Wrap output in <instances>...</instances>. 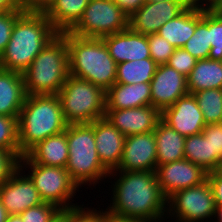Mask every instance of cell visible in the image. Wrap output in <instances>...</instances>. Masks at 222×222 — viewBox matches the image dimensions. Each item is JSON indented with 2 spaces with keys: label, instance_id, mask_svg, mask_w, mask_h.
<instances>
[{
  "label": "cell",
  "instance_id": "obj_50",
  "mask_svg": "<svg viewBox=\"0 0 222 222\" xmlns=\"http://www.w3.org/2000/svg\"><path fill=\"white\" fill-rule=\"evenodd\" d=\"M146 2H160V1H170V0H145Z\"/></svg>",
  "mask_w": 222,
  "mask_h": 222
},
{
  "label": "cell",
  "instance_id": "obj_18",
  "mask_svg": "<svg viewBox=\"0 0 222 222\" xmlns=\"http://www.w3.org/2000/svg\"><path fill=\"white\" fill-rule=\"evenodd\" d=\"M22 170L19 168L0 186V200L9 215L20 214L28 208L43 203L29 176H19Z\"/></svg>",
  "mask_w": 222,
  "mask_h": 222
},
{
  "label": "cell",
  "instance_id": "obj_25",
  "mask_svg": "<svg viewBox=\"0 0 222 222\" xmlns=\"http://www.w3.org/2000/svg\"><path fill=\"white\" fill-rule=\"evenodd\" d=\"M90 0H52L43 10L58 33L70 31L81 19Z\"/></svg>",
  "mask_w": 222,
  "mask_h": 222
},
{
  "label": "cell",
  "instance_id": "obj_38",
  "mask_svg": "<svg viewBox=\"0 0 222 222\" xmlns=\"http://www.w3.org/2000/svg\"><path fill=\"white\" fill-rule=\"evenodd\" d=\"M24 11L0 13V55L4 52L11 37V31L16 19Z\"/></svg>",
  "mask_w": 222,
  "mask_h": 222
},
{
  "label": "cell",
  "instance_id": "obj_37",
  "mask_svg": "<svg viewBox=\"0 0 222 222\" xmlns=\"http://www.w3.org/2000/svg\"><path fill=\"white\" fill-rule=\"evenodd\" d=\"M196 62L197 59H195L184 48H175L174 53L167 62V65L187 77L195 67Z\"/></svg>",
  "mask_w": 222,
  "mask_h": 222
},
{
  "label": "cell",
  "instance_id": "obj_39",
  "mask_svg": "<svg viewBox=\"0 0 222 222\" xmlns=\"http://www.w3.org/2000/svg\"><path fill=\"white\" fill-rule=\"evenodd\" d=\"M207 180L212 188L215 204L222 205V178L212 171L207 174Z\"/></svg>",
  "mask_w": 222,
  "mask_h": 222
},
{
  "label": "cell",
  "instance_id": "obj_8",
  "mask_svg": "<svg viewBox=\"0 0 222 222\" xmlns=\"http://www.w3.org/2000/svg\"><path fill=\"white\" fill-rule=\"evenodd\" d=\"M23 164L26 167L29 165L30 169H32L28 176L43 202L54 204L62 211L78 207L75 204L70 205L71 203H68L79 187L72 180L66 168L37 164L27 155L21 157L20 168L24 167Z\"/></svg>",
  "mask_w": 222,
  "mask_h": 222
},
{
  "label": "cell",
  "instance_id": "obj_3",
  "mask_svg": "<svg viewBox=\"0 0 222 222\" xmlns=\"http://www.w3.org/2000/svg\"><path fill=\"white\" fill-rule=\"evenodd\" d=\"M20 158L39 142L66 130L58 94L27 95L17 119Z\"/></svg>",
  "mask_w": 222,
  "mask_h": 222
},
{
  "label": "cell",
  "instance_id": "obj_30",
  "mask_svg": "<svg viewBox=\"0 0 222 222\" xmlns=\"http://www.w3.org/2000/svg\"><path fill=\"white\" fill-rule=\"evenodd\" d=\"M193 95L206 124L222 123V89H205Z\"/></svg>",
  "mask_w": 222,
  "mask_h": 222
},
{
  "label": "cell",
  "instance_id": "obj_11",
  "mask_svg": "<svg viewBox=\"0 0 222 222\" xmlns=\"http://www.w3.org/2000/svg\"><path fill=\"white\" fill-rule=\"evenodd\" d=\"M222 123L206 124L202 133L186 137L184 159L212 172L221 160Z\"/></svg>",
  "mask_w": 222,
  "mask_h": 222
},
{
  "label": "cell",
  "instance_id": "obj_20",
  "mask_svg": "<svg viewBox=\"0 0 222 222\" xmlns=\"http://www.w3.org/2000/svg\"><path fill=\"white\" fill-rule=\"evenodd\" d=\"M94 137L100 162L109 172L115 170L122 158L125 136L102 117L94 121Z\"/></svg>",
  "mask_w": 222,
  "mask_h": 222
},
{
  "label": "cell",
  "instance_id": "obj_36",
  "mask_svg": "<svg viewBox=\"0 0 222 222\" xmlns=\"http://www.w3.org/2000/svg\"><path fill=\"white\" fill-rule=\"evenodd\" d=\"M20 159L15 152L0 148V186L20 168Z\"/></svg>",
  "mask_w": 222,
  "mask_h": 222
},
{
  "label": "cell",
  "instance_id": "obj_42",
  "mask_svg": "<svg viewBox=\"0 0 222 222\" xmlns=\"http://www.w3.org/2000/svg\"><path fill=\"white\" fill-rule=\"evenodd\" d=\"M52 0H23L26 10L43 11Z\"/></svg>",
  "mask_w": 222,
  "mask_h": 222
},
{
  "label": "cell",
  "instance_id": "obj_34",
  "mask_svg": "<svg viewBox=\"0 0 222 222\" xmlns=\"http://www.w3.org/2000/svg\"><path fill=\"white\" fill-rule=\"evenodd\" d=\"M87 210L83 207H75L63 211V222H112V216L107 212Z\"/></svg>",
  "mask_w": 222,
  "mask_h": 222
},
{
  "label": "cell",
  "instance_id": "obj_16",
  "mask_svg": "<svg viewBox=\"0 0 222 222\" xmlns=\"http://www.w3.org/2000/svg\"><path fill=\"white\" fill-rule=\"evenodd\" d=\"M161 119L184 137L202 133L206 125L195 96L189 93L165 108Z\"/></svg>",
  "mask_w": 222,
  "mask_h": 222
},
{
  "label": "cell",
  "instance_id": "obj_27",
  "mask_svg": "<svg viewBox=\"0 0 222 222\" xmlns=\"http://www.w3.org/2000/svg\"><path fill=\"white\" fill-rule=\"evenodd\" d=\"M188 93L205 89H222V61L200 59L187 76Z\"/></svg>",
  "mask_w": 222,
  "mask_h": 222
},
{
  "label": "cell",
  "instance_id": "obj_46",
  "mask_svg": "<svg viewBox=\"0 0 222 222\" xmlns=\"http://www.w3.org/2000/svg\"><path fill=\"white\" fill-rule=\"evenodd\" d=\"M6 222H23L19 214L9 215Z\"/></svg>",
  "mask_w": 222,
  "mask_h": 222
},
{
  "label": "cell",
  "instance_id": "obj_1",
  "mask_svg": "<svg viewBox=\"0 0 222 222\" xmlns=\"http://www.w3.org/2000/svg\"><path fill=\"white\" fill-rule=\"evenodd\" d=\"M114 182L112 217L160 220L167 208L155 171H119Z\"/></svg>",
  "mask_w": 222,
  "mask_h": 222
},
{
  "label": "cell",
  "instance_id": "obj_35",
  "mask_svg": "<svg viewBox=\"0 0 222 222\" xmlns=\"http://www.w3.org/2000/svg\"><path fill=\"white\" fill-rule=\"evenodd\" d=\"M147 37L151 58L158 65L167 64L174 53L175 47L157 33L149 34Z\"/></svg>",
  "mask_w": 222,
  "mask_h": 222
},
{
  "label": "cell",
  "instance_id": "obj_13",
  "mask_svg": "<svg viewBox=\"0 0 222 222\" xmlns=\"http://www.w3.org/2000/svg\"><path fill=\"white\" fill-rule=\"evenodd\" d=\"M157 147L154 131L125 137L122 158L116 171H156ZM115 171V172H114Z\"/></svg>",
  "mask_w": 222,
  "mask_h": 222
},
{
  "label": "cell",
  "instance_id": "obj_23",
  "mask_svg": "<svg viewBox=\"0 0 222 222\" xmlns=\"http://www.w3.org/2000/svg\"><path fill=\"white\" fill-rule=\"evenodd\" d=\"M197 25V0H193L179 15L160 27L157 34L175 48H183L195 33Z\"/></svg>",
  "mask_w": 222,
  "mask_h": 222
},
{
  "label": "cell",
  "instance_id": "obj_12",
  "mask_svg": "<svg viewBox=\"0 0 222 222\" xmlns=\"http://www.w3.org/2000/svg\"><path fill=\"white\" fill-rule=\"evenodd\" d=\"M193 0L145 2L128 19V27L143 35L155 34L161 26L179 15Z\"/></svg>",
  "mask_w": 222,
  "mask_h": 222
},
{
  "label": "cell",
  "instance_id": "obj_40",
  "mask_svg": "<svg viewBox=\"0 0 222 222\" xmlns=\"http://www.w3.org/2000/svg\"><path fill=\"white\" fill-rule=\"evenodd\" d=\"M114 3L130 17L136 12L146 1L145 0H113Z\"/></svg>",
  "mask_w": 222,
  "mask_h": 222
},
{
  "label": "cell",
  "instance_id": "obj_7",
  "mask_svg": "<svg viewBox=\"0 0 222 222\" xmlns=\"http://www.w3.org/2000/svg\"><path fill=\"white\" fill-rule=\"evenodd\" d=\"M68 124L92 123L106 113V92L95 84L69 74L58 93Z\"/></svg>",
  "mask_w": 222,
  "mask_h": 222
},
{
  "label": "cell",
  "instance_id": "obj_19",
  "mask_svg": "<svg viewBox=\"0 0 222 222\" xmlns=\"http://www.w3.org/2000/svg\"><path fill=\"white\" fill-rule=\"evenodd\" d=\"M102 39L116 64L151 58L147 35L137 33L129 27Z\"/></svg>",
  "mask_w": 222,
  "mask_h": 222
},
{
  "label": "cell",
  "instance_id": "obj_48",
  "mask_svg": "<svg viewBox=\"0 0 222 222\" xmlns=\"http://www.w3.org/2000/svg\"><path fill=\"white\" fill-rule=\"evenodd\" d=\"M217 214L218 216V222H222V205H216V209H215V215Z\"/></svg>",
  "mask_w": 222,
  "mask_h": 222
},
{
  "label": "cell",
  "instance_id": "obj_33",
  "mask_svg": "<svg viewBox=\"0 0 222 222\" xmlns=\"http://www.w3.org/2000/svg\"><path fill=\"white\" fill-rule=\"evenodd\" d=\"M61 213L62 210L56 205L43 202L28 208L19 215L23 222H53Z\"/></svg>",
  "mask_w": 222,
  "mask_h": 222
},
{
  "label": "cell",
  "instance_id": "obj_44",
  "mask_svg": "<svg viewBox=\"0 0 222 222\" xmlns=\"http://www.w3.org/2000/svg\"><path fill=\"white\" fill-rule=\"evenodd\" d=\"M157 222V220L150 219H137V218H121V217H112V222Z\"/></svg>",
  "mask_w": 222,
  "mask_h": 222
},
{
  "label": "cell",
  "instance_id": "obj_10",
  "mask_svg": "<svg viewBox=\"0 0 222 222\" xmlns=\"http://www.w3.org/2000/svg\"><path fill=\"white\" fill-rule=\"evenodd\" d=\"M169 214H176L180 222H202L215 215L216 204L208 180L202 184L175 192L167 199ZM176 212V213H175Z\"/></svg>",
  "mask_w": 222,
  "mask_h": 222
},
{
  "label": "cell",
  "instance_id": "obj_9",
  "mask_svg": "<svg viewBox=\"0 0 222 222\" xmlns=\"http://www.w3.org/2000/svg\"><path fill=\"white\" fill-rule=\"evenodd\" d=\"M129 17L113 0H90L81 19L69 31L85 38H102L128 28Z\"/></svg>",
  "mask_w": 222,
  "mask_h": 222
},
{
  "label": "cell",
  "instance_id": "obj_28",
  "mask_svg": "<svg viewBox=\"0 0 222 222\" xmlns=\"http://www.w3.org/2000/svg\"><path fill=\"white\" fill-rule=\"evenodd\" d=\"M205 4L206 3L199 4L197 0L196 30L183 47L197 60L207 59L211 48L209 37V7L208 4Z\"/></svg>",
  "mask_w": 222,
  "mask_h": 222
},
{
  "label": "cell",
  "instance_id": "obj_26",
  "mask_svg": "<svg viewBox=\"0 0 222 222\" xmlns=\"http://www.w3.org/2000/svg\"><path fill=\"white\" fill-rule=\"evenodd\" d=\"M157 147V166L184 159L186 137L179 134L162 119L154 130Z\"/></svg>",
  "mask_w": 222,
  "mask_h": 222
},
{
  "label": "cell",
  "instance_id": "obj_43",
  "mask_svg": "<svg viewBox=\"0 0 222 222\" xmlns=\"http://www.w3.org/2000/svg\"><path fill=\"white\" fill-rule=\"evenodd\" d=\"M204 2H209L208 7L211 8L215 13L222 16V0H204Z\"/></svg>",
  "mask_w": 222,
  "mask_h": 222
},
{
  "label": "cell",
  "instance_id": "obj_5",
  "mask_svg": "<svg viewBox=\"0 0 222 222\" xmlns=\"http://www.w3.org/2000/svg\"><path fill=\"white\" fill-rule=\"evenodd\" d=\"M22 74L27 95L58 94L69 76L66 32L50 40Z\"/></svg>",
  "mask_w": 222,
  "mask_h": 222
},
{
  "label": "cell",
  "instance_id": "obj_2",
  "mask_svg": "<svg viewBox=\"0 0 222 222\" xmlns=\"http://www.w3.org/2000/svg\"><path fill=\"white\" fill-rule=\"evenodd\" d=\"M57 34L43 11L25 10L16 19L0 55V68L23 73Z\"/></svg>",
  "mask_w": 222,
  "mask_h": 222
},
{
  "label": "cell",
  "instance_id": "obj_14",
  "mask_svg": "<svg viewBox=\"0 0 222 222\" xmlns=\"http://www.w3.org/2000/svg\"><path fill=\"white\" fill-rule=\"evenodd\" d=\"M155 172L166 199L179 190L202 184L208 174L201 166L186 159L159 165Z\"/></svg>",
  "mask_w": 222,
  "mask_h": 222
},
{
  "label": "cell",
  "instance_id": "obj_41",
  "mask_svg": "<svg viewBox=\"0 0 222 222\" xmlns=\"http://www.w3.org/2000/svg\"><path fill=\"white\" fill-rule=\"evenodd\" d=\"M25 10L23 0H0V13Z\"/></svg>",
  "mask_w": 222,
  "mask_h": 222
},
{
  "label": "cell",
  "instance_id": "obj_29",
  "mask_svg": "<svg viewBox=\"0 0 222 222\" xmlns=\"http://www.w3.org/2000/svg\"><path fill=\"white\" fill-rule=\"evenodd\" d=\"M157 67L158 64L152 58L119 63L116 69V83H150Z\"/></svg>",
  "mask_w": 222,
  "mask_h": 222
},
{
  "label": "cell",
  "instance_id": "obj_4",
  "mask_svg": "<svg viewBox=\"0 0 222 222\" xmlns=\"http://www.w3.org/2000/svg\"><path fill=\"white\" fill-rule=\"evenodd\" d=\"M69 74L87 80L105 92L116 83L117 64L102 38H85L66 32Z\"/></svg>",
  "mask_w": 222,
  "mask_h": 222
},
{
  "label": "cell",
  "instance_id": "obj_32",
  "mask_svg": "<svg viewBox=\"0 0 222 222\" xmlns=\"http://www.w3.org/2000/svg\"><path fill=\"white\" fill-rule=\"evenodd\" d=\"M209 37L211 48L208 58L222 61V16L209 8Z\"/></svg>",
  "mask_w": 222,
  "mask_h": 222
},
{
  "label": "cell",
  "instance_id": "obj_6",
  "mask_svg": "<svg viewBox=\"0 0 222 222\" xmlns=\"http://www.w3.org/2000/svg\"><path fill=\"white\" fill-rule=\"evenodd\" d=\"M67 141L69 156L66 170L72 180L79 186L92 182L95 184L109 171L99 160L94 137V121L92 123L68 124Z\"/></svg>",
  "mask_w": 222,
  "mask_h": 222
},
{
  "label": "cell",
  "instance_id": "obj_31",
  "mask_svg": "<svg viewBox=\"0 0 222 222\" xmlns=\"http://www.w3.org/2000/svg\"><path fill=\"white\" fill-rule=\"evenodd\" d=\"M0 148L15 152L20 157L16 117L0 115Z\"/></svg>",
  "mask_w": 222,
  "mask_h": 222
},
{
  "label": "cell",
  "instance_id": "obj_49",
  "mask_svg": "<svg viewBox=\"0 0 222 222\" xmlns=\"http://www.w3.org/2000/svg\"><path fill=\"white\" fill-rule=\"evenodd\" d=\"M53 222H63V211Z\"/></svg>",
  "mask_w": 222,
  "mask_h": 222
},
{
  "label": "cell",
  "instance_id": "obj_22",
  "mask_svg": "<svg viewBox=\"0 0 222 222\" xmlns=\"http://www.w3.org/2000/svg\"><path fill=\"white\" fill-rule=\"evenodd\" d=\"M150 83H115L106 91V109H127L151 105Z\"/></svg>",
  "mask_w": 222,
  "mask_h": 222
},
{
  "label": "cell",
  "instance_id": "obj_15",
  "mask_svg": "<svg viewBox=\"0 0 222 222\" xmlns=\"http://www.w3.org/2000/svg\"><path fill=\"white\" fill-rule=\"evenodd\" d=\"M150 88L151 105L162 112L188 94L187 77L167 64L158 65Z\"/></svg>",
  "mask_w": 222,
  "mask_h": 222
},
{
  "label": "cell",
  "instance_id": "obj_24",
  "mask_svg": "<svg viewBox=\"0 0 222 222\" xmlns=\"http://www.w3.org/2000/svg\"><path fill=\"white\" fill-rule=\"evenodd\" d=\"M26 155L37 164L66 168L69 156L67 128L39 142Z\"/></svg>",
  "mask_w": 222,
  "mask_h": 222
},
{
  "label": "cell",
  "instance_id": "obj_45",
  "mask_svg": "<svg viewBox=\"0 0 222 222\" xmlns=\"http://www.w3.org/2000/svg\"><path fill=\"white\" fill-rule=\"evenodd\" d=\"M9 214L0 200V222H6Z\"/></svg>",
  "mask_w": 222,
  "mask_h": 222
},
{
  "label": "cell",
  "instance_id": "obj_21",
  "mask_svg": "<svg viewBox=\"0 0 222 222\" xmlns=\"http://www.w3.org/2000/svg\"><path fill=\"white\" fill-rule=\"evenodd\" d=\"M26 96L23 74L0 68V115L18 119Z\"/></svg>",
  "mask_w": 222,
  "mask_h": 222
},
{
  "label": "cell",
  "instance_id": "obj_47",
  "mask_svg": "<svg viewBox=\"0 0 222 222\" xmlns=\"http://www.w3.org/2000/svg\"><path fill=\"white\" fill-rule=\"evenodd\" d=\"M213 172L219 177L222 178V160H220L217 163L216 168L213 170Z\"/></svg>",
  "mask_w": 222,
  "mask_h": 222
},
{
  "label": "cell",
  "instance_id": "obj_17",
  "mask_svg": "<svg viewBox=\"0 0 222 222\" xmlns=\"http://www.w3.org/2000/svg\"><path fill=\"white\" fill-rule=\"evenodd\" d=\"M105 118L125 137L155 130L161 112L152 105L127 109H106Z\"/></svg>",
  "mask_w": 222,
  "mask_h": 222
}]
</instances>
